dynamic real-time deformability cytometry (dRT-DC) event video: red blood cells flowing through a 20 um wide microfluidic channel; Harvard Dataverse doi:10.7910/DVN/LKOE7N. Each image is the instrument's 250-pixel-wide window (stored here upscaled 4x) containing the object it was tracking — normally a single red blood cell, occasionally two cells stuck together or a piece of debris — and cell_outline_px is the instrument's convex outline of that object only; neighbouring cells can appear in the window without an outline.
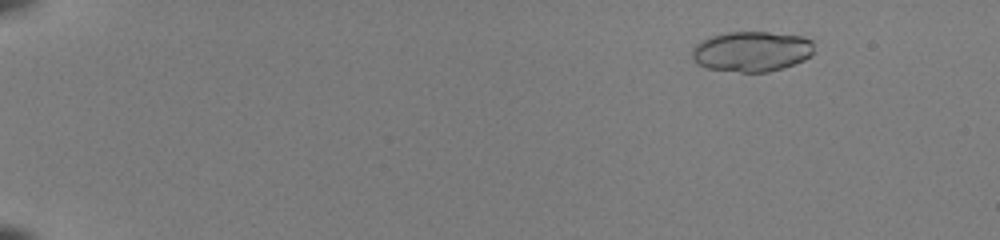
{"species": "common noctule bat (a hibernating species)", "species_latin": "Nyctalus noctula", "temperature_condition": "room temperature", "stored_images_in_passage": 53, "camera_frame_rate_fps": 3000, "um_per_image_px": 0.085, "animal": {"sex": "female", "body_mass_g": 22.0, "forearm_length_mm": 56.7}, "frame": {"image": 1, "passage_image": 8, "time_ms": 2.333, "image_size_px": [1000, 240], "cell_outline_px": [[816, 52], [812, 56], [804, 60], [768, 72], [740, 72], [708, 68], [696, 64], [692, 60], [692, 48], [700, 40], [712, 36], [728, 32], [768, 32], [804, 36], [812, 40]], "centroid_in_image_um": [63.91, 4.36], "position_along_channel_um": 21.1, "area_um2": 28.96}, "authors_computed_cell_mechanics": {"area_um2": 28.9578, "velocity_mm_per_s": 4.0964, "shape_relaxation_time_tau1_ms": null, "shape_relaxation_time_tau2_ms": 0.7108, "deformation_change_tau1": null, "deformation_change_tau2": 0.0587}}